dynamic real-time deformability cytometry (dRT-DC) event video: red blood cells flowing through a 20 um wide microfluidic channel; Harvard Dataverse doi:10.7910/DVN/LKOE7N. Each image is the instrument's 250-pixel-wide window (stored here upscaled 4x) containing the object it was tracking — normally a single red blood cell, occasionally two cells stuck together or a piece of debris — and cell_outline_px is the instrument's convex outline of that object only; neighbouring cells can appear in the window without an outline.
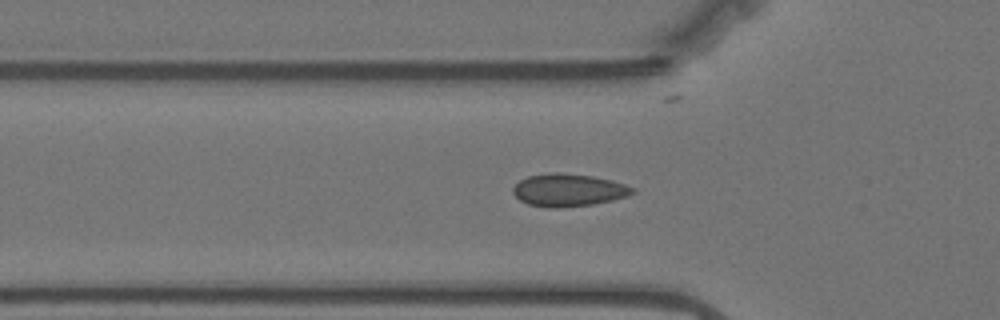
{"species": "Egyptian fruit bat (a non-hibernating species)", "species_latin": "Rousettus aegyptiacus", "temperature_condition": "warm", "stored_images_in_passage": 47, "camera_frame_rate_fps": 3000, "um_per_image_px": 0.085, "animal": {"sex": "female"}, "frame": {"image": 1, "passage_image": 13, "time_ms": 4.0, "image_size_px": [1000, 320], "cell_outline_px": [[636, 192], [628, 196], [612, 200], [592, 204], [556, 208], [552, 208], [528, 204], [520, 200], [512, 192], [512, 188], [520, 180], [528, 176], [552, 172], [556, 172], [592, 176], [612, 180], [636, 188]], "centroid_in_image_um": [48.33, 16.15], "position_along_channel_um": 77.5, "area_um2": 22.66}}
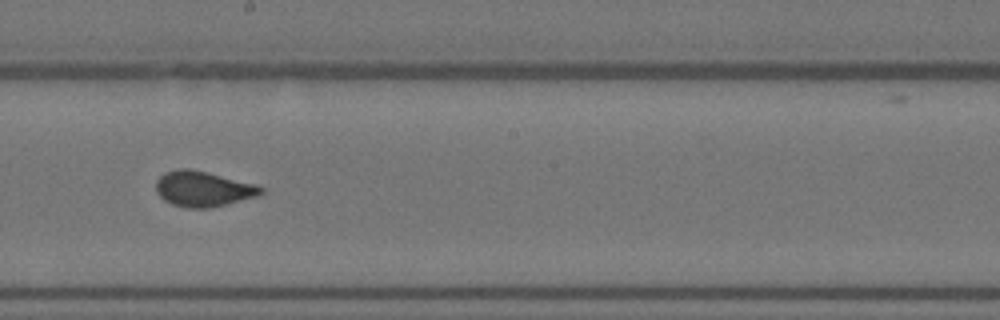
{"frame": {"image": 2, "passage_image": 26, "time_ms": 8.333, "image_size_px": [1000, 320], "cell_outline_px": [[264, 192], [256, 196], [208, 208], [188, 208], [172, 204], [164, 200], [156, 192], [156, 180], [164, 172], [180, 168], [188, 168], [208, 172], [256, 184], [264, 188]], "centroid_in_image_um": [17.24, 16.04], "position_along_channel_um": 231.0, "area_um2": 21.56}}
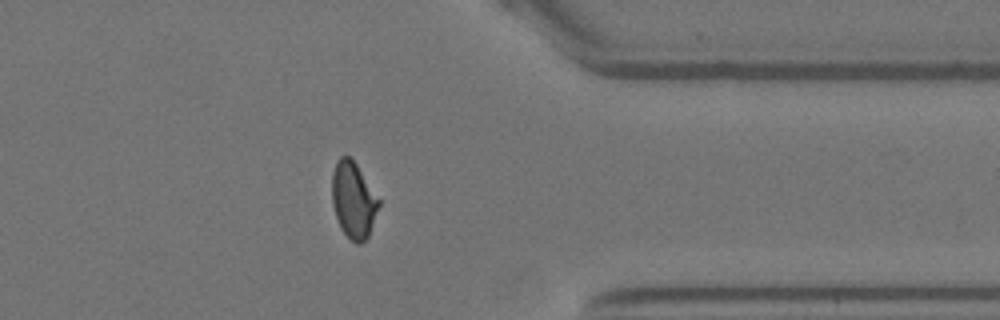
{"frame": {"image": 3, "passage_image": 40, "time_ms": 13.0, "image_size_px": [1000, 320], "cell_outline_px": [[380, 204], [368, 236], [360, 244], [356, 244], [340, 228], [332, 204], [332, 172], [336, 160], [340, 156], [352, 156], [380, 200]], "centroid_in_image_um": [30.03, 16.95], "position_along_channel_um": 381.4, "area_um2": 20.87}}